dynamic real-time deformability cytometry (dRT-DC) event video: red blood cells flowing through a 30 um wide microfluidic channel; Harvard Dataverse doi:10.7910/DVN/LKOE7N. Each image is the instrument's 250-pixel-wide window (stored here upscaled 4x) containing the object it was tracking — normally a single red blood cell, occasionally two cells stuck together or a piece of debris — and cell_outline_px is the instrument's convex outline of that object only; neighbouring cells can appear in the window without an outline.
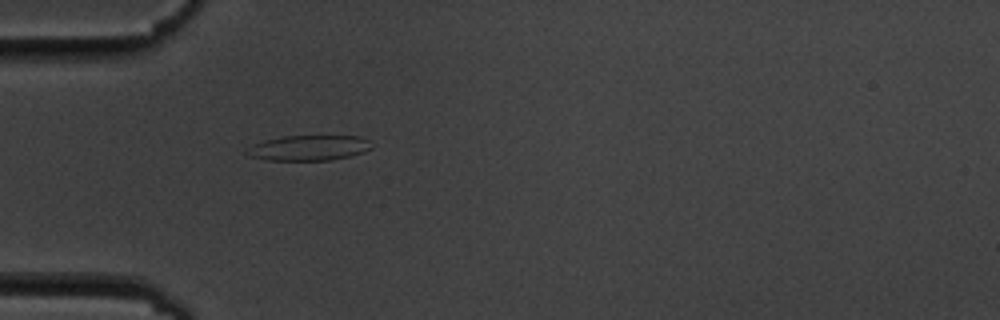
{"species": "common noctule bat (a hibernating species)", "species_latin": "Nyctalus noctula", "temperature_condition": "cold", "stored_images_in_passage": 2, "camera_frame_rate_fps": 3000, "um_per_image_px": 0.085, "animal": {"sex": "male", "body_mass_g": 19.5, "forearm_length_mm": 54.6}, "frame": {"image": 1, "passage_image": 2, "time_ms": 1.0, "image_size_px": [1000, 320], "cell_outline_px": [[372, 148], [364, 152], [332, 160], [268, 160], [248, 156], [244, 152], [252, 144], [264, 140], [284, 136], [360, 136], [368, 140]], "centroid_in_image_um": [26.21, 12.57], "position_along_channel_um": 58.8, "area_um2": 18.38}}